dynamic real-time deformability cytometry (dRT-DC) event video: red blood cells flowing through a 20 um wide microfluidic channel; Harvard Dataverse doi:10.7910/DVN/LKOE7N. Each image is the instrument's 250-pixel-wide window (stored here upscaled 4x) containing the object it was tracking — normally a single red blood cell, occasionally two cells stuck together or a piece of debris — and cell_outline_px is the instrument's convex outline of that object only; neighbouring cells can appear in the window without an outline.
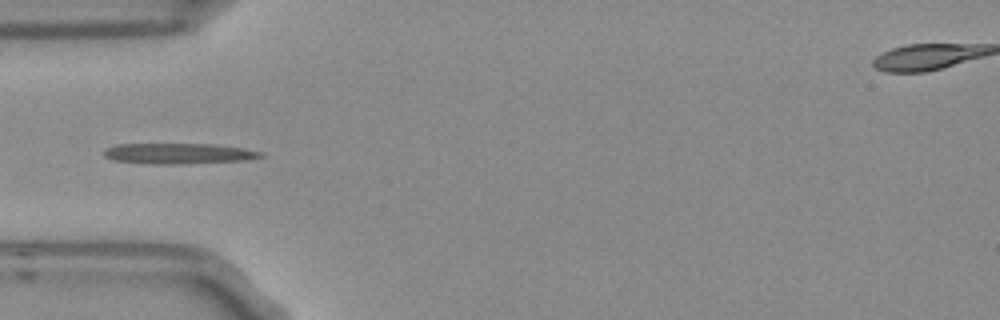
{"species": "Egyptian fruit bat (a non-hibernating species)", "species_latin": "Rousettus aegyptiacus", "temperature_condition": "room temperature", "stored_images_in_passage": 5, "camera_frame_rate_fps": 3000, "um_per_image_px": 0.085, "frame": {"image": 1, "passage_image": 4, "time_ms": 1.0, "image_size_px": [1000, 320], "cell_outline_px": [[264, 156], [244, 160], [184, 164], [152, 164], [112, 160], [104, 156], [104, 152], [108, 148], [116, 144], [212, 144], [244, 148], [264, 152]], "centroid_in_image_um": [15.2, 13.05], "position_along_channel_um": 69.8, "area_um2": 18.84}}
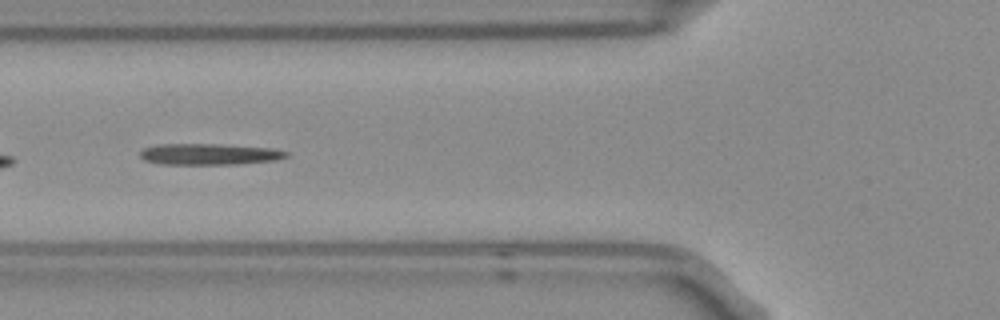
{"frame": {"image": 2, "passage_image": 5, "time_ms": 1.333, "image_size_px": [1000, 320], "cell_outline_px": [[288, 156], [276, 160], [236, 164], [160, 164], [144, 160], [140, 156], [140, 152], [144, 148], [160, 144], [216, 144], [268, 148], [288, 152]], "centroid_in_image_um": [17.75, 13.11], "position_along_channel_um": 108.1, "area_um2": 17.86}}